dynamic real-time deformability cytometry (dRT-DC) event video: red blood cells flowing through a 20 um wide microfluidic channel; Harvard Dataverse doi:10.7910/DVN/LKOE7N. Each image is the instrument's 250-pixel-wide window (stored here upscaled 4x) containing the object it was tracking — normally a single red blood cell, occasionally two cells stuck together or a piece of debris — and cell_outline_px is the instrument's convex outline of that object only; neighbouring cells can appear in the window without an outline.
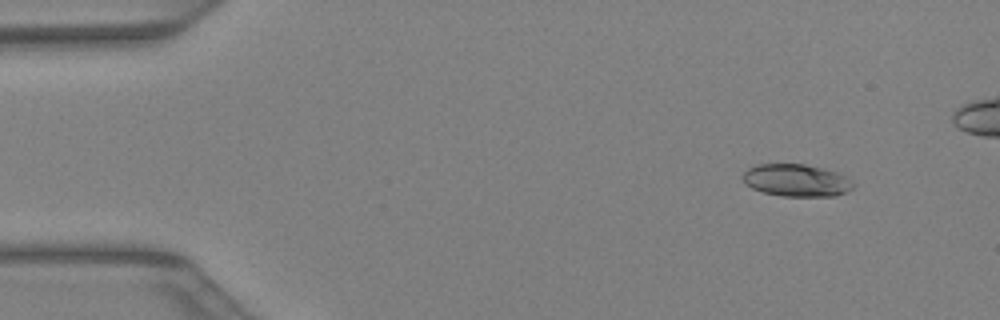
{"species": "Egyptian fruit bat (a non-hibernating species)", "species_latin": "Rousettus aegyptiacus", "temperature_condition": "warm", "stored_images_in_passage": 14, "camera_frame_rate_fps": 3000, "um_per_image_px": 0.085, "animal": {"sex": "female"}, "frame": {"image": 1, "passage_image": 5, "time_ms": 1.333, "image_size_px": [1000, 320], "cell_outline_px": [[856, 184], [852, 188], [836, 196], [780, 196], [764, 192], [752, 188], [744, 184], [740, 176], [748, 168], [756, 164], [804, 164], [836, 172], [844, 176]], "centroid_in_image_um": [67.64, 15.33], "position_along_channel_um": 17.4, "area_um2": 20.81}}